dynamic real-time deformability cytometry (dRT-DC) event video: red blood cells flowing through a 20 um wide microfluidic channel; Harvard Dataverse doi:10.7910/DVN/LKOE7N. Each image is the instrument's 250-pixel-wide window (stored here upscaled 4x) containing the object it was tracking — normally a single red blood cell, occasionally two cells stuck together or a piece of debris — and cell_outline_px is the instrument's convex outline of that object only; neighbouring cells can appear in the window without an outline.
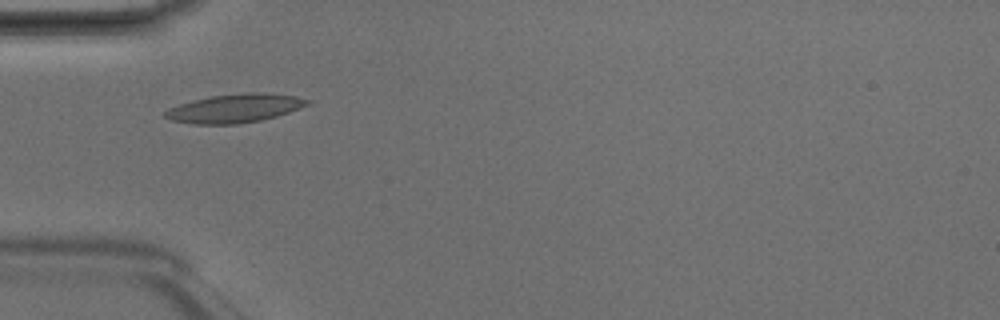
{"species": "Egyptian fruit bat (a non-hibernating species)", "species_latin": "Rousettus aegyptiacus", "temperature_condition": "room temperature", "stored_images_in_passage": 1, "camera_frame_rate_fps": 3000, "um_per_image_px": 0.085, "animal": {"sex": "male"}, "frame": {"image": 1, "passage_image": 1, "time_ms": 0.0, "image_size_px": [1000, 320], "cell_outline_px": [[312, 100], [308, 104], [300, 108], [276, 116], [260, 120], [236, 124], [192, 124], [172, 120], [164, 116], [164, 112], [168, 108], [180, 104], [212, 96], [244, 92], [264, 92], [296, 96]], "centroid_in_image_um": [19.98, 9.2], "position_along_channel_um": 65.0, "area_um2": 23.58}}